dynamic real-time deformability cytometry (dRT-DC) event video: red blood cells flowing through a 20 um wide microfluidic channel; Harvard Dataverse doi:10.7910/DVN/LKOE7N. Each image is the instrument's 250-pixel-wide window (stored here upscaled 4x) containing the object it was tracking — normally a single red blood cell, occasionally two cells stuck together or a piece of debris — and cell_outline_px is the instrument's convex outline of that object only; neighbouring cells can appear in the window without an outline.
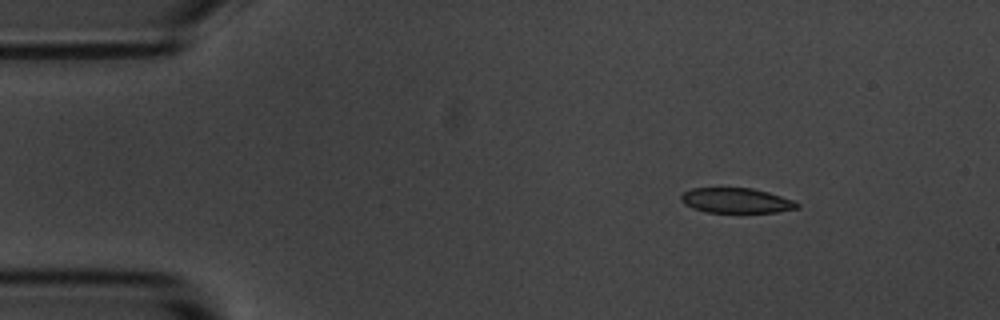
{"species": "common noctule bat (a hibernating species)", "species_latin": "Nyctalus noctula", "temperature_condition": "room temperature", "stored_images_in_passage": 48, "camera_frame_rate_fps": 3000, "um_per_image_px": 0.085, "animal": {"sex": "male", "body_mass_g": 20.1, "forearm_length_mm": 53.5}, "frame": {"image": 1, "passage_image": 1, "time_ms": 0.0, "image_size_px": [1000, 320], "cell_outline_px": [[800, 208], [776, 212], [708, 212], [692, 208], [684, 204], [680, 200], [680, 196], [684, 192], [692, 188], [752, 188], [768, 192], [796, 200], [800, 204]], "centroid_in_image_um": [62.61, 17.04], "position_along_channel_um": 22.4, "area_um2": 17.05}}
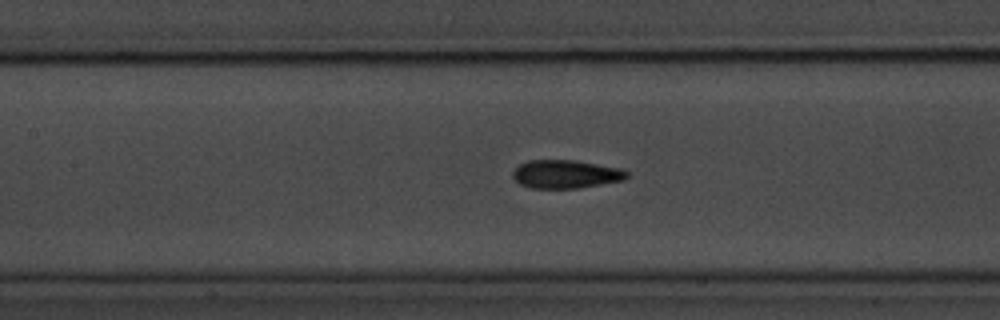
{"frame": {"image": 2, "passage_image": 18, "time_ms": 5.667, "image_size_px": [1000, 320], "cell_outline_px": [[628, 176], [624, 180], [576, 188], [532, 188], [520, 184], [512, 176], [512, 172], [520, 164], [528, 160], [572, 160], [620, 168], [628, 172]], "centroid_in_image_um": [48.07, 14.8], "position_along_channel_um": 159.3, "area_um2": 18.61}}
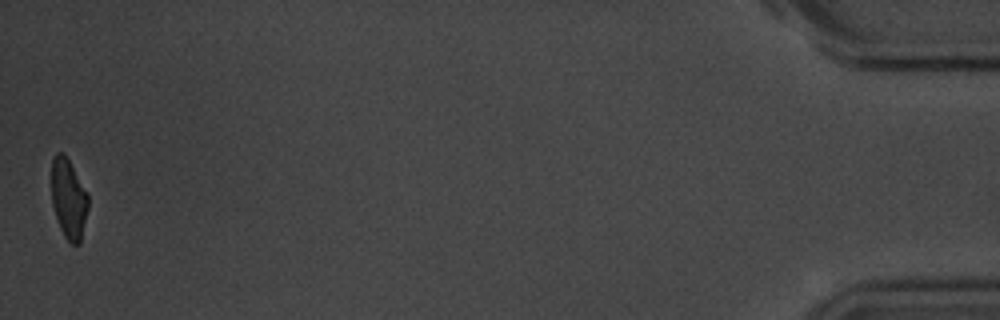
{"frame": {"image": 3, "passage_image": 48, "time_ms": 15.667, "image_size_px": [1000, 320], "cell_outline_px": [[88, 208], [80, 244], [72, 244], [64, 236], [56, 220], [52, 204], [52, 160], [56, 152], [64, 152], [88, 192]], "centroid_in_image_um": [5.84, 16.88], "position_along_channel_um": 429.4, "area_um2": 17.22}, "authors_computed_cell_mechanics": {"area_um2": 18.7272, "velocity_mm_per_s": 3.6532, "shape_relaxation_time_tau1_ms": 3.1508, "shape_relaxation_time_tau2_ms": 1.4249, "deformation_change_tau1": 0.1384, "deformation_change_tau2": 0.0886}}